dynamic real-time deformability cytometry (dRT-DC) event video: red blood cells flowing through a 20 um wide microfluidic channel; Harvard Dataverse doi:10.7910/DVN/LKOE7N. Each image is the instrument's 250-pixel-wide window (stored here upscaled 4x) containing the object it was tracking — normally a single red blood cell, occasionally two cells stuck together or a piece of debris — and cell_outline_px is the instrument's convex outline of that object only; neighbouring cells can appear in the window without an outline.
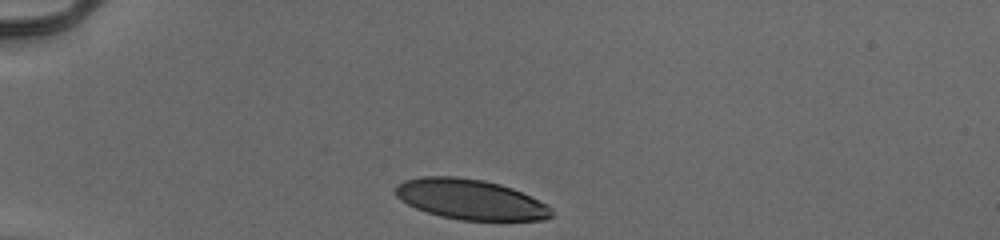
{"species": "human", "species_latin": "Homo sapiens", "temperature_condition": "cold", "stored_images_in_passage": 31, "camera_frame_rate_fps": 3000, "um_per_image_px": 0.085, "donor": {"sex": "male"}, "frame": {"image": 1, "passage_image": 1, "time_ms": 0.0, "image_size_px": [1000, 240], "cell_outline_px": [[552, 216], [544, 220], [460, 220], [440, 216], [416, 208], [408, 204], [396, 196], [396, 184], [404, 180], [420, 176], [456, 176], [484, 180], [500, 184], [512, 188], [548, 204], [552, 208]], "centroid_in_image_um": [39.99, 16.94], "position_along_channel_um": 45.0, "area_um2": 36.65}}
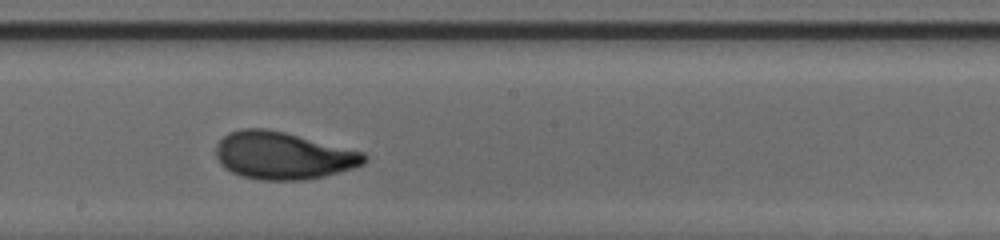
{"frame": {"image": 2, "passage_image": 18, "time_ms": 5.667, "image_size_px": [1000, 240], "cell_outline_px": [[368, 160], [364, 164], [352, 168], [324, 176], [304, 180], [256, 180], [240, 176], [224, 168], [220, 164], [216, 156], [216, 144], [228, 132], [240, 128], [264, 128], [284, 132], [364, 152], [368, 156]], "centroid_in_image_um": [24.03, 13.23], "position_along_channel_um": 224.2, "area_um2": 41.15}}
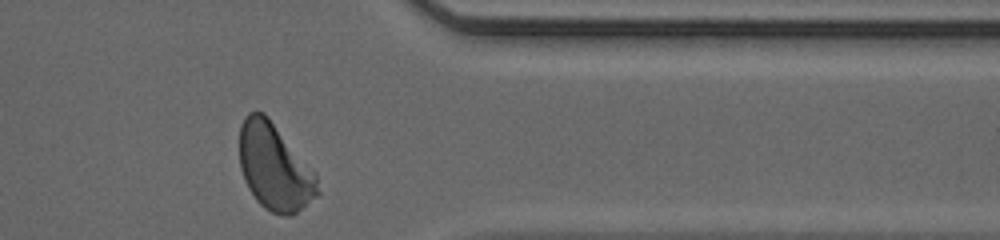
{"frame": {"image": 3, "passage_image": 31, "time_ms": 10.0, "image_size_px": [1000, 240], "cell_outline_px": [[320, 192], [316, 196], [292, 216], [284, 216], [272, 212], [264, 208], [256, 200], [248, 188], [244, 180], [240, 168], [240, 124], [244, 116], [248, 112], [264, 112], [268, 116], [316, 172]], "centroid_in_image_um": [23.34, 14.2], "position_along_channel_um": 388.1, "area_um2": 39.65}, "authors_computed_cell_mechanics": {"area_um2": 39.9398, "velocity_mm_per_s": 3.9361, "shape_relaxation_time_tau1_ms": 2.71, "shape_relaxation_time_tau2_ms": 0.6741, "deformation_change_tau1": 0.1483, "deformation_change_tau2": 0.0574}}